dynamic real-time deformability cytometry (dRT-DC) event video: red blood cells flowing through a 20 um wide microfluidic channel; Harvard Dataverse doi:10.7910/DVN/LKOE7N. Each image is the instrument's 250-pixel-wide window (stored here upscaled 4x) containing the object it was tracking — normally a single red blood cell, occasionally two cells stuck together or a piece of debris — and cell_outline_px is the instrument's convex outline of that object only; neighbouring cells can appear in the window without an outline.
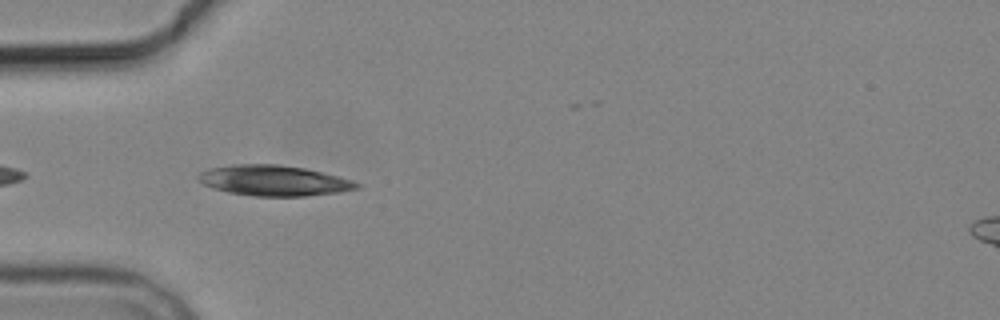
{"species": "common noctule bat (a hibernating species)", "species_latin": "Nyctalus noctula", "temperature_condition": "cold", "stored_images_in_passage": 2, "camera_frame_rate_fps": 3000, "um_per_image_px": 0.085, "animal": {"sex": "male", "body_mass_g": 19.2, "forearm_length_mm": 51.8}, "frame": {"image": 1, "passage_image": 2, "time_ms": 1.333, "image_size_px": [1000, 320], "cell_outline_px": [[360, 188], [340, 192], [304, 196], [252, 196], [228, 192], [212, 188], [204, 184], [196, 176], [200, 172], [208, 168], [232, 164], [280, 164], [304, 168], [352, 180], [360, 184]], "centroid_in_image_um": [23.24, 15.34], "position_along_channel_um": 61.8, "area_um2": 28.15}}